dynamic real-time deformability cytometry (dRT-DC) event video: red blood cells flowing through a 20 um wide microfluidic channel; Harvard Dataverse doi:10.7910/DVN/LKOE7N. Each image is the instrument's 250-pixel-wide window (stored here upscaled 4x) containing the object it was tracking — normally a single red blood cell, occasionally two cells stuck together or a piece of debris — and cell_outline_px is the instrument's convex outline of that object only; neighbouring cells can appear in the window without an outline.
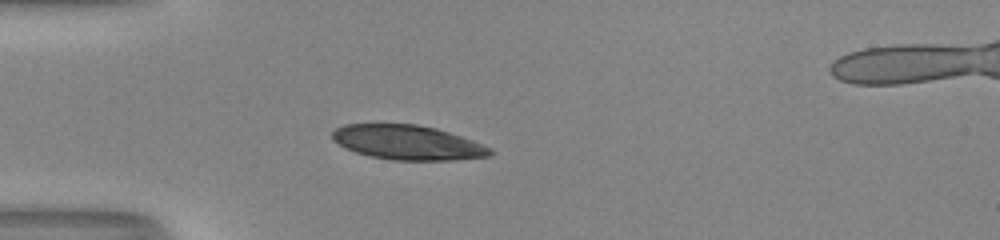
{"species": "human", "species_latin": "Homo sapiens", "temperature_condition": "room temperature", "stored_images_in_passage": 37, "camera_frame_rate_fps": 3000, "um_per_image_px": 0.085, "donor": {"sex": "male"}, "frame": {"image": 1, "passage_image": 1, "time_ms": 0.0, "image_size_px": [1000, 240], "cell_outline_px": [[496, 152], [492, 156], [452, 160], [392, 160], [368, 156], [344, 148], [332, 140], [332, 132], [336, 128], [344, 124], [416, 124], [436, 128], [472, 140], [492, 148]], "centroid_in_image_um": [34.65, 12.12], "position_along_channel_um": 50.3, "area_um2": 31.96}}
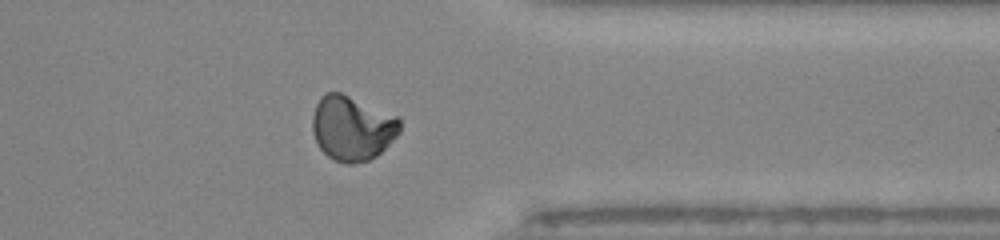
{"frame": {"image": 2, "passage_image": 27, "time_ms": 8.667, "image_size_px": [1000, 240], "cell_outline_px": [[400, 132], [376, 156], [368, 160], [352, 164], [348, 164], [332, 160], [316, 144], [312, 132], [312, 116], [316, 104], [320, 96], [328, 92], [340, 92], [400, 116]], "centroid_in_image_um": [29.92, 10.88], "position_along_channel_um": 381.5, "area_um2": 33.29}}
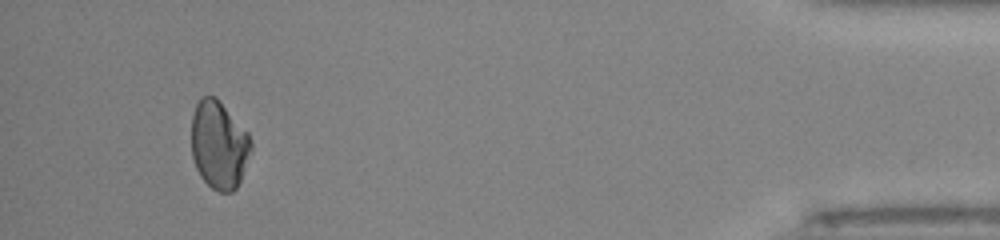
{"frame": {"image": 3, "passage_image": 34, "time_ms": 11.0, "image_size_px": [1000, 240], "cell_outline_px": [[252, 152], [240, 180], [236, 188], [232, 192], [220, 192], [212, 188], [200, 176], [196, 168], [192, 156], [192, 116], [196, 104], [200, 96], [216, 96], [248, 132], [252, 144]], "centroid_in_image_um": [18.62, 12.3], "position_along_channel_um": 416.6, "area_um2": 30.75}, "authors_computed_cell_mechanics": {"area_um2": 31.7322, "velocity_mm_per_s": 4.085, "shape_relaxation_time_tau1_ms": null, "shape_relaxation_time_tau2_ms": 2.6757, "deformation_change_tau1": null, "deformation_change_tau2": 0.0689}}